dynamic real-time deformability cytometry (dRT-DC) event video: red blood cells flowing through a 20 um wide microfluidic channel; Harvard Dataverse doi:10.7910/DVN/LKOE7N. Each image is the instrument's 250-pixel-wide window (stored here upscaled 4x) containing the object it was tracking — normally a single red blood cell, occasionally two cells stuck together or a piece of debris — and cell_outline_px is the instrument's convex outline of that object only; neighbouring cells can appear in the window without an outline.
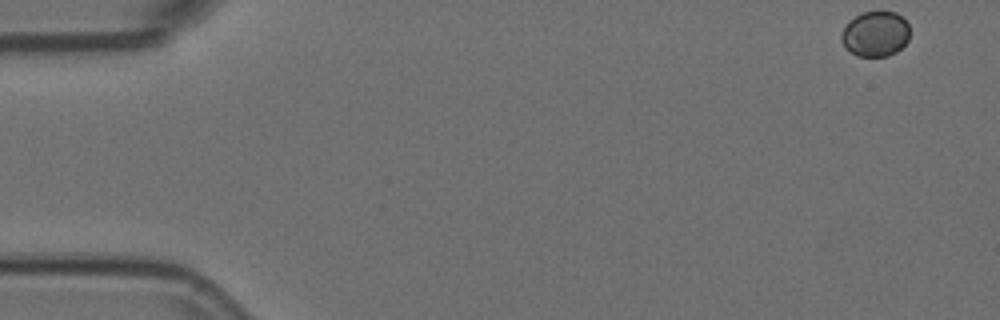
{"species": "Egyptian fruit bat (a non-hibernating species)", "species_latin": "Rousettus aegyptiacus", "temperature_condition": "room temperature", "stored_images_in_passage": 9, "camera_frame_rate_fps": 3000, "um_per_image_px": 0.085, "animal": {"sex": "female"}, "frame": {"image": 1, "passage_image": 1, "time_ms": 0.0, "image_size_px": [1000, 320], "cell_outline_px": [[908, 40], [896, 52], [888, 56], [856, 56], [844, 48], [840, 40], [840, 36], [848, 20], [860, 12], [896, 12], [908, 24]], "centroid_in_image_um": [74.35, 2.89], "position_along_channel_um": 10.6, "area_um2": 18.15}}